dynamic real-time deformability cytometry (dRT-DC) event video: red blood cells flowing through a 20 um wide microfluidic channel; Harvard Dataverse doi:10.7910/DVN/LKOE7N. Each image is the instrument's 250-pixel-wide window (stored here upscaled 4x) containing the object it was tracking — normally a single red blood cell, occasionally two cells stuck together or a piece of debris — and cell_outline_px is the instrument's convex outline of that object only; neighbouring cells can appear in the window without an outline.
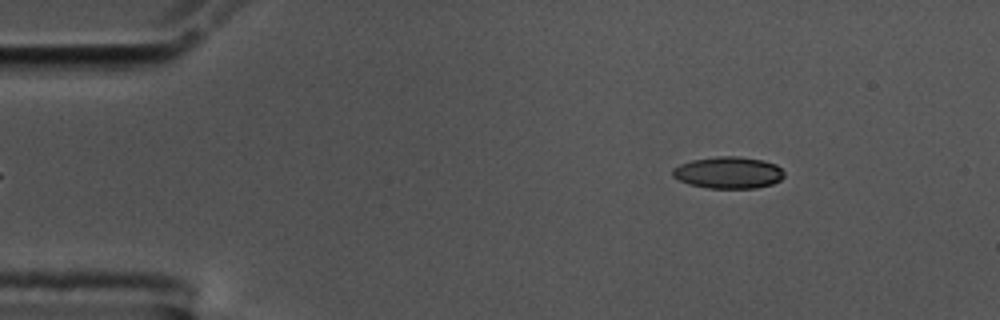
{"species": "common noctule bat (a hibernating species)", "species_latin": "Nyctalus noctula", "temperature_condition": "cold", "stored_images_in_passage": 50, "camera_frame_rate_fps": 3000, "um_per_image_px": 0.085, "animal": {"sex": "male", "body_mass_g": 17.5, "forearm_length_mm": 52.3}, "frame": {"image": 1, "passage_image": 2, "time_ms": 0.333, "image_size_px": [1000, 320], "cell_outline_px": [[784, 176], [780, 180], [772, 184], [756, 188], [708, 188], [688, 184], [672, 176], [672, 168], [680, 164], [692, 160], [716, 156], [740, 156], [764, 160], [776, 164], [784, 172]], "centroid_in_image_um": [61.91, 14.66], "position_along_channel_um": 23.1, "area_um2": 20.81}}
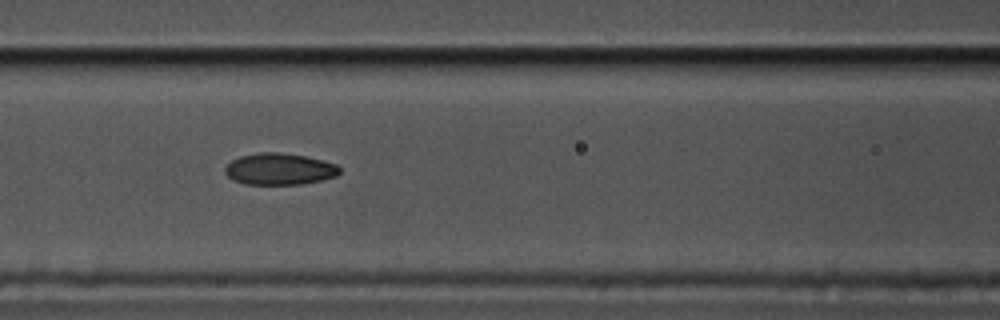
{"frame": {"image": 2, "passage_image": 18, "time_ms": 5.667, "image_size_px": [1000, 320], "cell_outline_px": [[340, 172], [336, 176], [320, 180], [300, 184], [244, 184], [232, 180], [224, 172], [224, 168], [232, 160], [240, 156], [260, 152], [276, 152], [304, 156], [336, 164], [340, 168]], "centroid_in_image_um": [23.71, 14.37], "position_along_channel_um": 142.9, "area_um2": 20.92}}
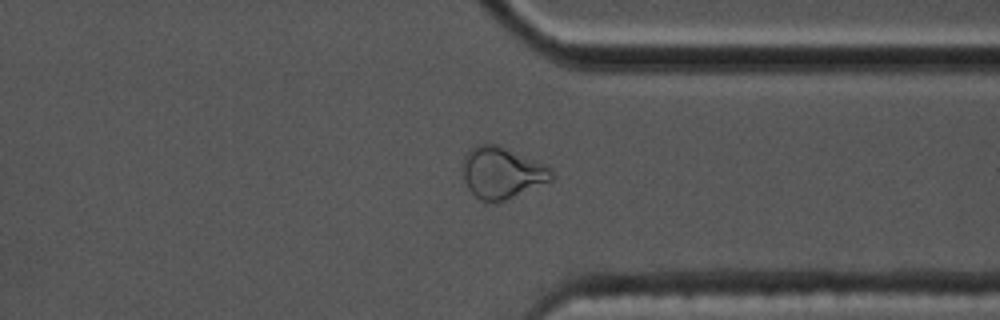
{"frame": {"image": 3, "passage_image": 37, "time_ms": 12.0, "image_size_px": [1000, 320], "cell_outline_px": [[556, 176], [552, 180], [496, 204], [480, 200], [468, 188], [464, 180], [464, 156], [468, 148], [476, 144], [496, 144], [544, 164]], "centroid_in_image_um": [42.64, 14.69], "position_along_channel_um": 368.8, "area_um2": 26.53}, "authors_computed_cell_mechanics": {"area_um2": 21.4727, "velocity_mm_per_s": 3.5871, "shape_relaxation_time_tau1_ms": 4.8927, "shape_relaxation_time_tau2_ms": 2.5738, "deformation_change_tau1": 0.1482, "deformation_change_tau2": 0.078}}